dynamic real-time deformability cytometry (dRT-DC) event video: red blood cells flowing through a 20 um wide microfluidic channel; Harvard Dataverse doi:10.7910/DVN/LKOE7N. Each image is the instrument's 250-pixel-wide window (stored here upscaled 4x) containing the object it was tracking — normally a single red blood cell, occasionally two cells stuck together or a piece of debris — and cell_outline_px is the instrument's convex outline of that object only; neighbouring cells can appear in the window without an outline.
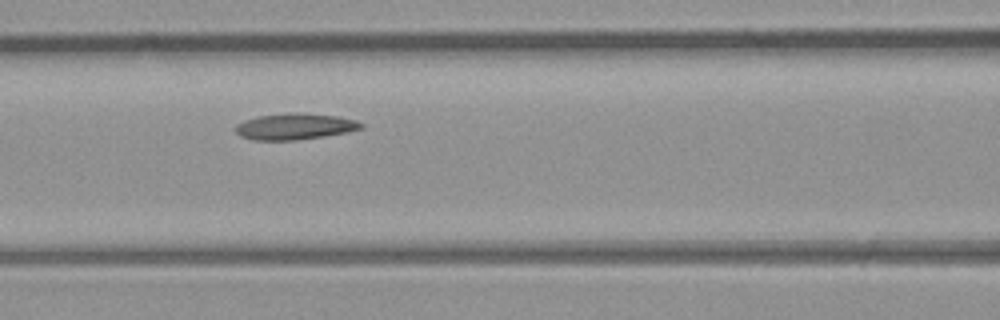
{"species": "common noctule bat (a hibernating species)", "species_latin": "Nyctalus noctula", "temperature_condition": "room temperature", "stored_images_in_passage": 7, "camera_frame_rate_fps": 3000, "um_per_image_px": 0.085, "animal": {"sex": "male", "body_mass_g": 23.1, "forearm_length_mm": 52.7}, "frame": {"image": 1, "passage_image": 5, "time_ms": 1.333, "image_size_px": [1000, 320], "cell_outline_px": [[364, 128], [348, 132], [324, 136], [296, 140], [252, 140], [240, 136], [236, 132], [236, 124], [244, 120], [260, 116], [288, 112], [300, 112], [340, 116], [356, 120], [364, 124]], "centroid_in_image_um": [25.09, 10.74], "position_along_channel_um": 141.5, "area_um2": 19.42}}
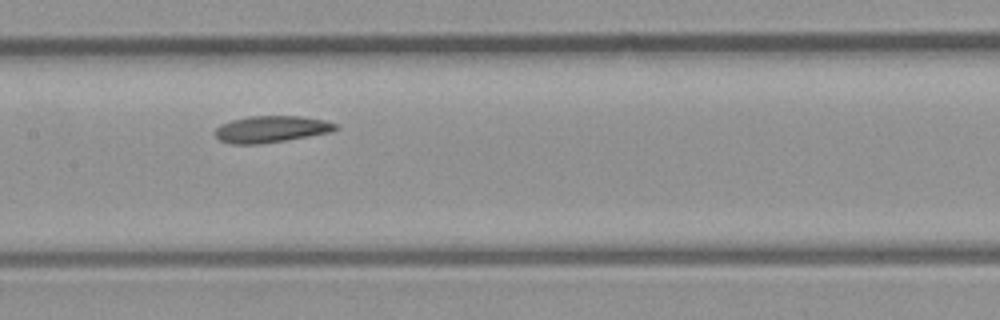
{"frame": {"image": 2, "passage_image": 6, "time_ms": 1.667, "image_size_px": [1000, 320], "cell_outline_px": [[340, 128], [332, 132], [260, 144], [232, 144], [220, 140], [216, 136], [216, 128], [220, 124], [232, 120], [248, 116], [300, 116], [324, 120], [336, 124]], "centroid_in_image_um": [23.06, 10.97], "position_along_channel_um": 184.3, "area_um2": 18.61}}
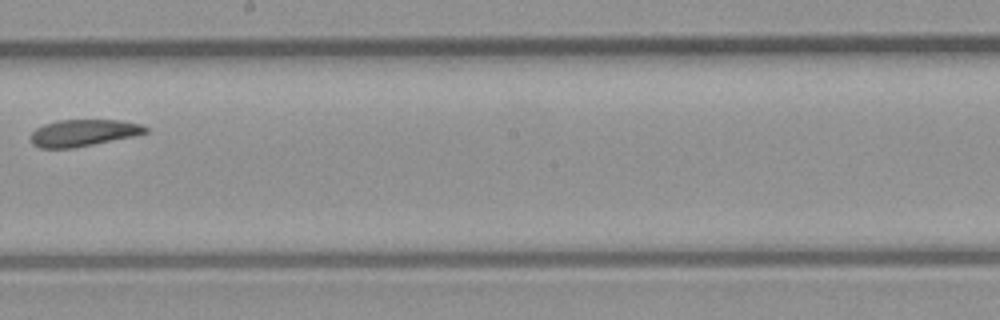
{"frame": {"image": 3, "passage_image": 7, "time_ms": 2.0, "image_size_px": [1000, 320], "cell_outline_px": [[148, 132], [136, 136], [72, 148], [40, 148], [32, 144], [32, 132], [36, 128], [44, 124], [60, 120], [120, 120], [144, 124], [148, 128]], "centroid_in_image_um": [7.14, 11.29], "position_along_channel_um": 241.1, "area_um2": 17.98}}